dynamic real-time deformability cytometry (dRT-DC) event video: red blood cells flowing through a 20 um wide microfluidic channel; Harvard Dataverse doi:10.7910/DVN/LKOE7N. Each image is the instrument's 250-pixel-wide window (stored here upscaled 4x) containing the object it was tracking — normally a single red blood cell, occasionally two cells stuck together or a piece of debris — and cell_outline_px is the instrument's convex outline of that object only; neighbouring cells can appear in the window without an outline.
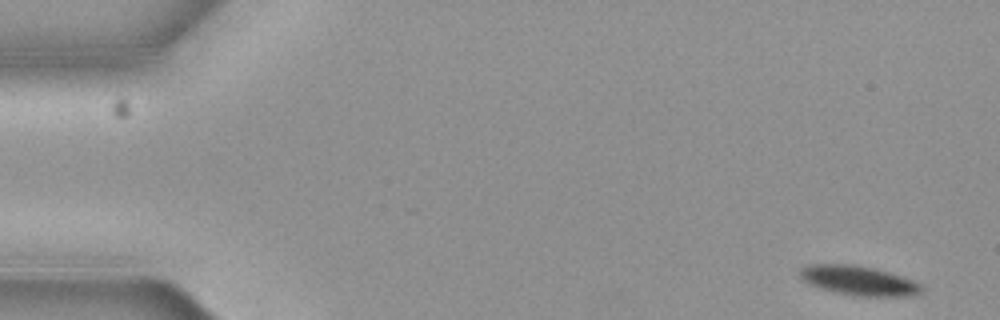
{"species": "common noctule bat (a hibernating species)", "species_latin": "Nyctalus noctula", "temperature_condition": "cold", "stored_images_in_passage": 4, "camera_frame_rate_fps": 3000, "um_per_image_px": 0.085, "animal": {"sex": "female", "body_mass_g": 19.3, "forearm_length_mm": 54.1}, "frame": {"image": 1, "passage_image": 1, "time_ms": 0.0, "image_size_px": [1000, 320], "cell_outline_px": [[924, 292], [912, 296], [860, 296], [832, 292], [808, 284], [800, 276], [800, 268], [808, 264], [852, 264], [872, 268], [888, 272], [924, 284]], "centroid_in_image_um": [73.01, 23.86], "position_along_channel_um": 12.0, "area_um2": 21.04}}
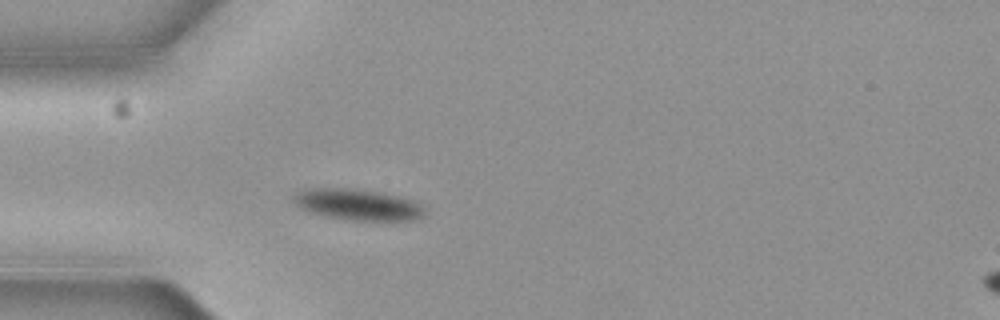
{"frame": {"image": 2, "passage_image": 4, "time_ms": 1.0, "image_size_px": [1000, 320], "cell_outline_px": [[424, 216], [420, 220], [352, 220], [324, 216], [308, 212], [300, 208], [292, 200], [292, 196], [296, 192], [304, 188], [356, 188], [380, 192], [412, 200], [420, 204], [424, 208]], "centroid_in_image_um": [30.37, 17.38], "position_along_channel_um": 54.6, "area_um2": 24.04}}